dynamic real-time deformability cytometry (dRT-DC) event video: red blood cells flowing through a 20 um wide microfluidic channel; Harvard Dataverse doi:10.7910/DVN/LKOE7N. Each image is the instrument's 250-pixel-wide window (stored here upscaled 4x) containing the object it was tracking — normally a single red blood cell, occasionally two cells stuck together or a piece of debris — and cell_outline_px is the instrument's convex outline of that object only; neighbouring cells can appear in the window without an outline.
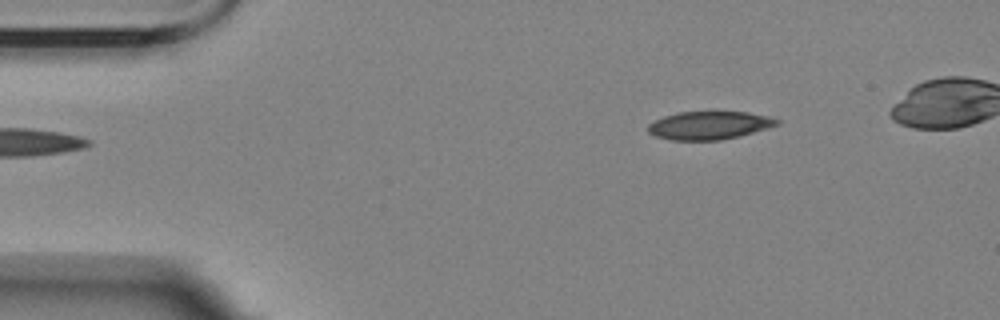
{"species": "Egyptian fruit bat (a non-hibernating species)", "species_latin": "Rousettus aegyptiacus", "temperature_condition": "room temperature", "stored_images_in_passage": 4, "segment_of_instrument_passage": [1, 2], "camera_frame_rate_fps": 3000, "um_per_image_px": 0.085, "animal": {"sex": "female"}, "frame": {"image": 1, "passage_image": 1, "time_ms": 0.0, "image_size_px": [1000, 320], "cell_outline_px": [[780, 124], [768, 128], [740, 136], [720, 140], [672, 140], [656, 136], [648, 132], [648, 124], [664, 116], [680, 112], [748, 112], [768, 116], [780, 120]], "centroid_in_image_um": [60.31, 10.66], "position_along_channel_um": 24.7, "area_um2": 21.04}}